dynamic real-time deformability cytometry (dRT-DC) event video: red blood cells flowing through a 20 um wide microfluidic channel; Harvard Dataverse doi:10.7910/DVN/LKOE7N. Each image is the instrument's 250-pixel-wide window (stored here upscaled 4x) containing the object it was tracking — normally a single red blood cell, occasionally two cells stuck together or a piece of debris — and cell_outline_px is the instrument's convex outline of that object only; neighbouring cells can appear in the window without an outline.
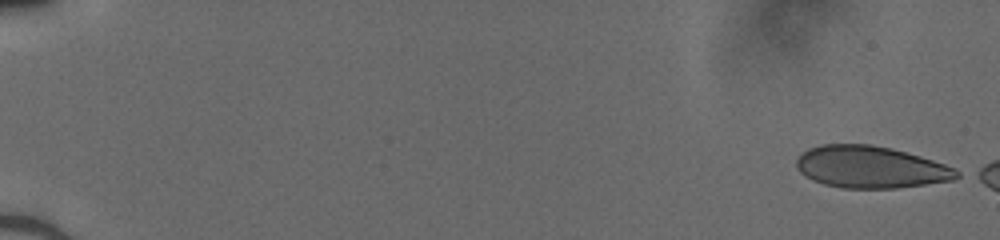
{"species": "human", "species_latin": "Homo sapiens", "temperature_condition": "cold", "stored_images_in_passage": 50, "camera_frame_rate_fps": 3000, "um_per_image_px": 0.085, "donor": {"sex": "male"}, "frame": {"image": 1, "passage_image": 1, "time_ms": 0.0, "image_size_px": [1000, 240], "cell_outline_px": [[964, 176], [956, 180], [896, 188], [844, 188], [824, 184], [812, 180], [800, 172], [796, 168], [796, 160], [808, 148], [820, 144], [872, 144], [892, 148], [920, 156], [956, 168], [964, 172]], "centroid_in_image_um": [74.06, 14.2], "position_along_channel_um": 10.9, "area_um2": 39.59}}
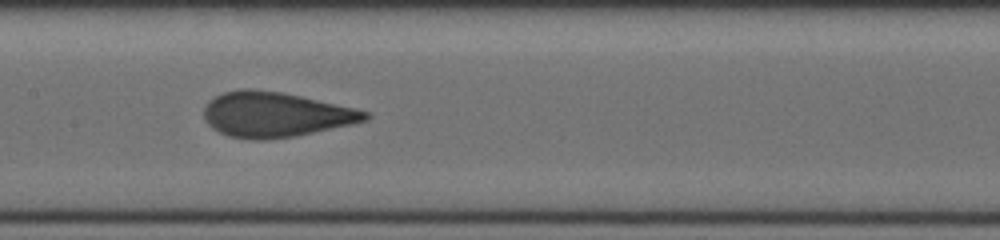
{"frame": {"image": 2, "passage_image": 27, "time_ms": 8.667, "image_size_px": [1000, 240], "cell_outline_px": [[372, 116], [368, 120], [352, 124], [296, 136], [264, 140], [256, 140], [228, 136], [212, 128], [204, 120], [204, 108], [208, 100], [224, 92], [240, 88], [252, 88], [280, 92], [300, 96], [356, 108], [368, 112]], "centroid_in_image_um": [23.4, 9.73], "position_along_channel_um": 184.0, "area_um2": 42.43}}
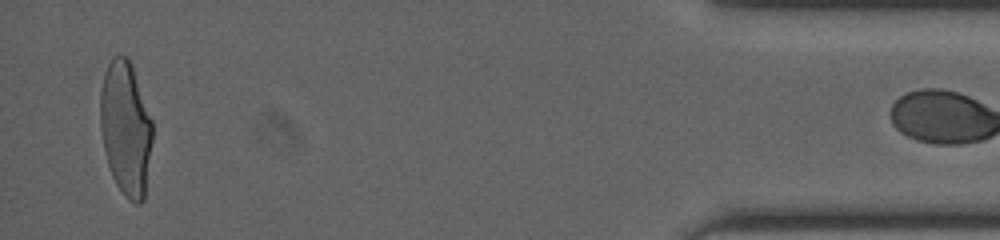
{"frame": {"image": 3, "passage_image": 49, "time_ms": 16.0, "image_size_px": [1000, 240], "cell_outline_px": [[152, 140], [144, 200], [140, 204], [136, 204], [116, 184], [112, 176], [108, 164], [104, 148], [100, 128], [100, 92], [104, 72], [112, 56], [128, 56], [152, 120]], "centroid_in_image_um": [10.68, 10.88], "position_along_channel_um": 424.5, "area_um2": 40.4}}